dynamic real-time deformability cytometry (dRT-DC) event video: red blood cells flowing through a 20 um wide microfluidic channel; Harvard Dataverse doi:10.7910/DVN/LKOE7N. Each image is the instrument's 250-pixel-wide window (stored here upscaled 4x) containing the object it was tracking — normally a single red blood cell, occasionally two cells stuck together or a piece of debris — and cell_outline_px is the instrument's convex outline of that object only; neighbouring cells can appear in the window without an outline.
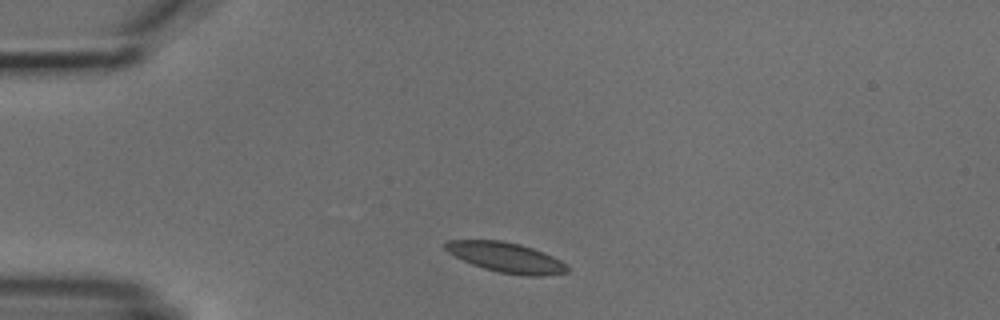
{"species": "common noctule bat (a hibernating species)", "species_latin": "Nyctalus noctula", "temperature_condition": "cold", "stored_images_in_passage": 2, "camera_frame_rate_fps": 3000, "um_per_image_px": 0.085, "animal": {"sex": "male", "body_mass_g": 18.8}, "frame": {"image": 1, "passage_image": 2, "time_ms": 1.333, "image_size_px": [1000, 320], "cell_outline_px": [[572, 268], [568, 272], [544, 276], [524, 276], [500, 272], [484, 268], [472, 264], [448, 252], [444, 248], [444, 244], [448, 240], [500, 240], [520, 244], [544, 252], [568, 264]], "centroid_in_image_um": [43.08, 21.89], "position_along_channel_um": 41.9, "area_um2": 21.39}}